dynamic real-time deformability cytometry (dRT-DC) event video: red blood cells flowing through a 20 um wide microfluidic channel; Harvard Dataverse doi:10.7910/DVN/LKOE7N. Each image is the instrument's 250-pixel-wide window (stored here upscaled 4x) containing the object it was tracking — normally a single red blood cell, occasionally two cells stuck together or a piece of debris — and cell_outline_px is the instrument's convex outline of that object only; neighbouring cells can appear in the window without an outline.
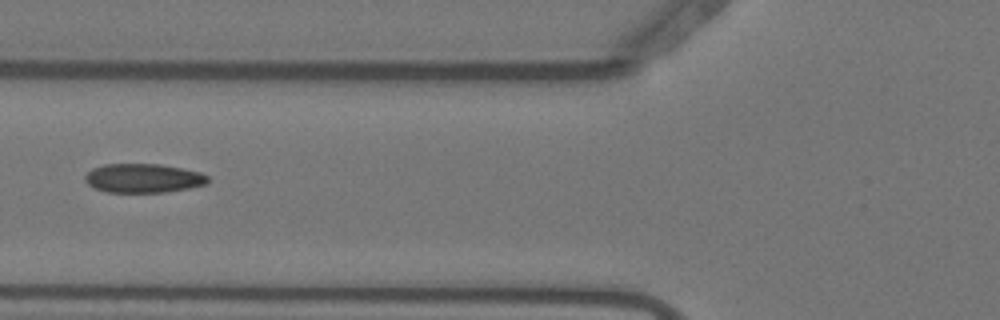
{"species": "Egyptian fruit bat (a non-hibernating species)", "species_latin": "Rousettus aegyptiacus", "temperature_condition": "warm", "stored_images_in_passage": 4, "camera_frame_rate_fps": 3000, "um_per_image_px": 0.085, "animal": {"sex": "female"}, "frame": {"image": 1, "passage_image": 4, "time_ms": 1.0, "image_size_px": [1000, 320], "cell_outline_px": [[208, 184], [188, 188], [164, 192], [108, 192], [96, 188], [88, 184], [84, 180], [84, 176], [92, 168], [104, 164], [160, 164], [200, 172], [208, 176]], "centroid_in_image_um": [12.17, 15.14], "position_along_channel_um": 113.6, "area_um2": 20.69}}